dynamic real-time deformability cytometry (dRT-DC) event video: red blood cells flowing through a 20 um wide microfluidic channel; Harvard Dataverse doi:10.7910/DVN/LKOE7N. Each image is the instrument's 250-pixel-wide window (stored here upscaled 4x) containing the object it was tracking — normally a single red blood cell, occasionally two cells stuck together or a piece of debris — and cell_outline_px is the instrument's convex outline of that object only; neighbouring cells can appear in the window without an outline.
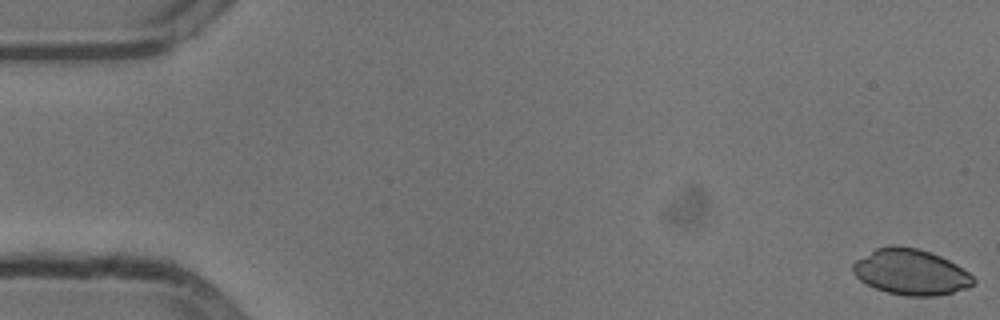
{"species": "common noctule bat (a hibernating species)", "species_latin": "Nyctalus noctula", "temperature_condition": "cold", "stored_images_in_passage": 54, "camera_frame_rate_fps": 3000, "um_per_image_px": 0.085, "animal": {"sex": "male", "body_mass_g": 13.3}, "frame": {"image": 1, "passage_image": 1, "time_ms": 0.0, "image_size_px": [1000, 320], "cell_outline_px": [[976, 284], [968, 288], [936, 296], [904, 296], [888, 292], [876, 288], [860, 280], [852, 272], [852, 264], [856, 260], [876, 248], [892, 244], [916, 248], [932, 252], [956, 264], [968, 272], [976, 280]], "centroid_in_image_um": [77.43, 23.12], "position_along_channel_um": 7.6, "area_um2": 32.19}}
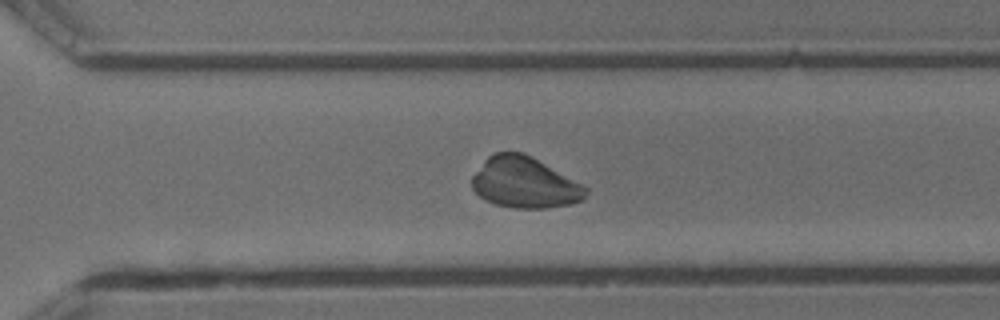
{"frame": {"image": 2, "passage_image": 38, "time_ms": 12.333, "image_size_px": [1000, 320], "cell_outline_px": [[588, 192], [584, 200], [572, 204], [544, 208], [512, 208], [496, 204], [484, 200], [472, 188], [472, 176], [484, 160], [488, 156], [496, 152], [524, 152], [588, 188]], "centroid_in_image_um": [44.58, 15.53], "position_along_channel_um": 326.0, "area_um2": 33.7}}
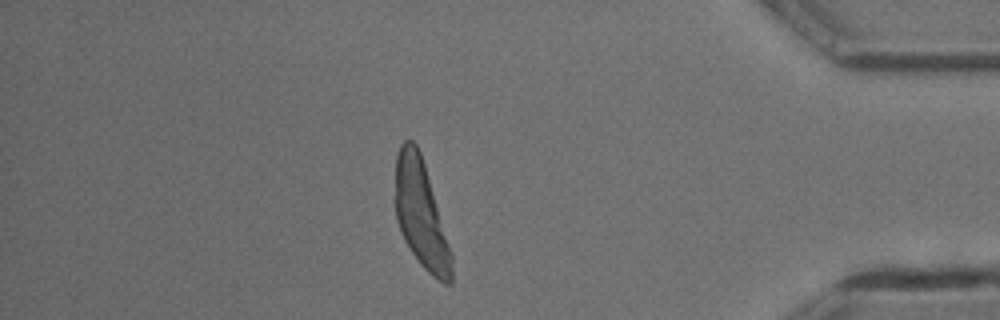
{"frame": {"image": 3, "passage_image": 47, "time_ms": 15.333, "image_size_px": [1000, 320], "cell_outline_px": [[452, 284], [444, 284], [432, 276], [420, 264], [404, 240], [400, 232], [396, 220], [396, 156], [400, 144], [404, 140], [412, 140], [416, 144], [420, 152], [424, 164], [452, 252]], "centroid_in_image_um": [35.78, 18.23], "position_along_channel_um": 399.4, "area_um2": 35.03}}